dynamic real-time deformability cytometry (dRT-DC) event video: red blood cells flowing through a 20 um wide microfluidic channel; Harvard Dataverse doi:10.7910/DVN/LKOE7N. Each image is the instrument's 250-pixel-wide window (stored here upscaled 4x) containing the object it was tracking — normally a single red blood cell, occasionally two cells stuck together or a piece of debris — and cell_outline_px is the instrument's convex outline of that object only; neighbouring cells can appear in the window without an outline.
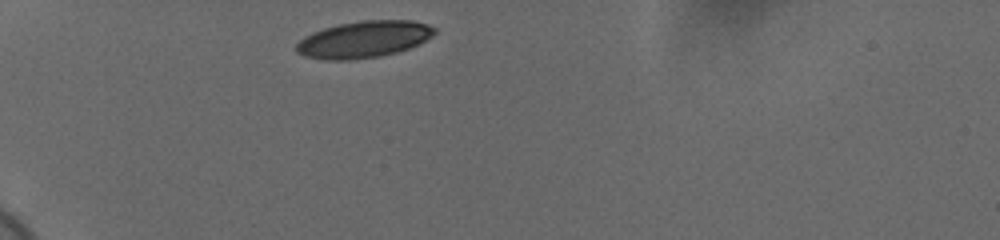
{"species": "human", "species_latin": "Homo sapiens", "temperature_condition": "cold", "stored_images_in_passage": 8, "camera_frame_rate_fps": 3000, "um_per_image_px": 0.085, "donor": {"sex": "female"}, "frame": {"image": 1, "passage_image": 1, "time_ms": 0.0, "image_size_px": [1000, 240], "cell_outline_px": [[436, 32], [432, 36], [420, 44], [396, 52], [380, 56], [348, 60], [328, 60], [304, 56], [296, 52], [296, 44], [304, 36], [312, 32], [324, 28], [340, 24], [360, 20], [412, 20], [428, 24], [436, 28]], "centroid_in_image_um": [30.93, 3.34], "position_along_channel_um": 54.1, "area_um2": 29.65}}
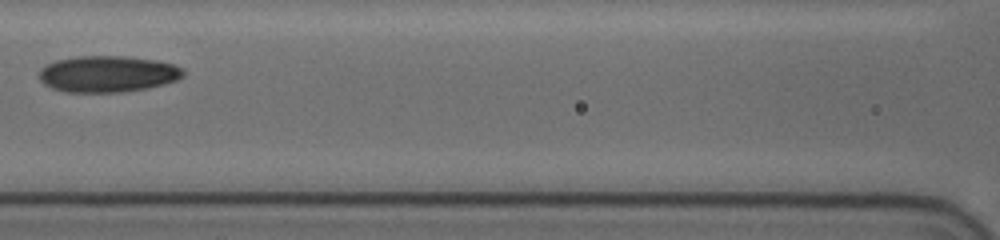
{"frame": {"image": 2, "passage_image": 6, "time_ms": 1.667, "image_size_px": [1000, 240], "cell_outline_px": [[184, 76], [176, 80], [164, 84], [148, 88], [124, 92], [64, 92], [52, 88], [44, 84], [40, 80], [40, 68], [56, 60], [76, 56], [124, 56], [156, 60], [172, 64], [184, 68]], "centroid_in_image_um": [9.16, 6.29], "position_along_channel_um": 157.4, "area_um2": 30.69}}
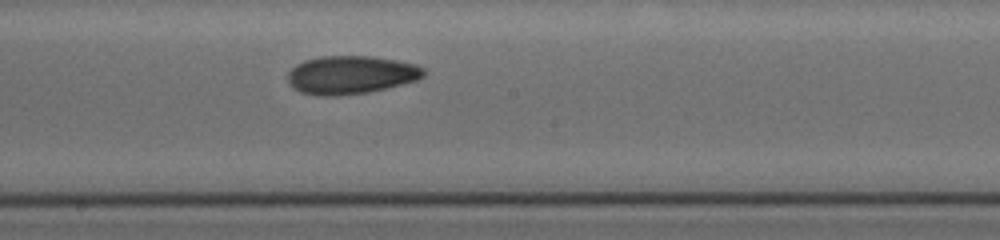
{"frame": {"image": 3, "passage_image": 8, "time_ms": 2.333, "image_size_px": [1000, 240], "cell_outline_px": [[424, 76], [416, 80], [368, 92], [336, 96], [316, 96], [300, 92], [292, 88], [288, 84], [288, 72], [296, 64], [304, 60], [320, 56], [372, 56], [396, 60], [416, 64], [424, 68]], "centroid_in_image_um": [29.77, 6.36], "position_along_channel_um": 218.4, "area_um2": 30.4}}